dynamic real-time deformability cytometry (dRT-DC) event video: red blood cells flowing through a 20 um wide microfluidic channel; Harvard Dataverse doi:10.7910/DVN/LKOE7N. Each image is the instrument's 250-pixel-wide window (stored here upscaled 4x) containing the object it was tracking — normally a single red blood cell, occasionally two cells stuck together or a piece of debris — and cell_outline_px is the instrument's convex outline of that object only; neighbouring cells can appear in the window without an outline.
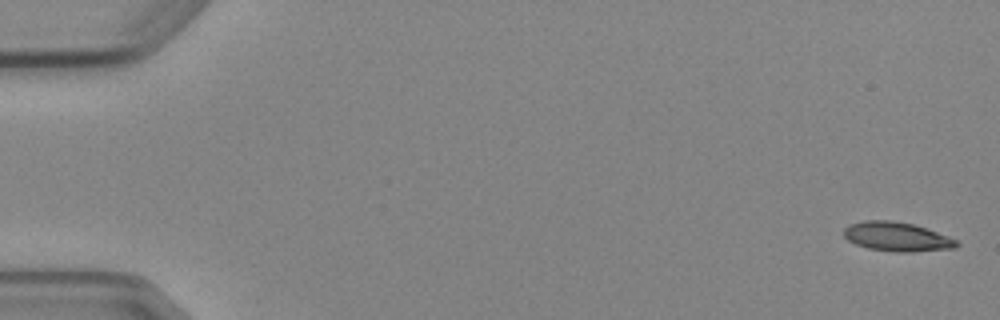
{"species": "Egyptian fruit bat (a non-hibernating species)", "species_latin": "Rousettus aegyptiacus", "temperature_condition": "cold", "stored_images_in_passage": 6, "camera_frame_rate_fps": 3000, "um_per_image_px": 0.085, "animal": {"sex": "female"}, "frame": {"image": 1, "passage_image": 1, "time_ms": 0.0, "image_size_px": [1000, 320], "cell_outline_px": [[960, 244], [956, 248], [912, 252], [896, 252], [868, 248], [856, 244], [848, 240], [844, 236], [844, 228], [848, 224], [864, 220], [892, 220], [912, 224], [948, 236], [956, 240]], "centroid_in_image_um": [76.22, 20.12], "position_along_channel_um": 8.8, "area_um2": 19.13}}
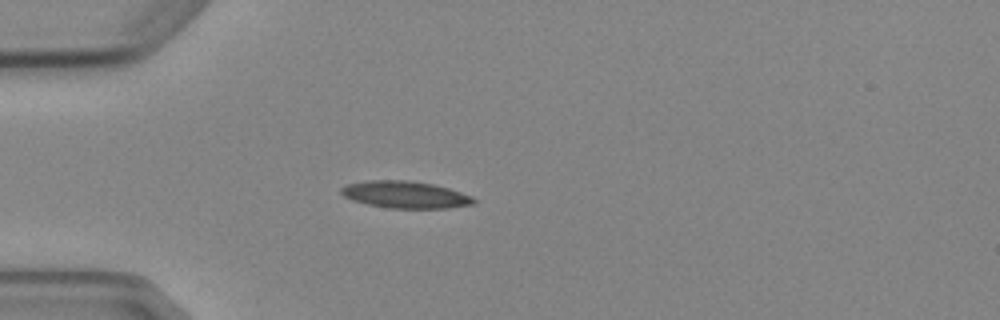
{"frame": {"image": 2, "passage_image": 5, "time_ms": 4.667, "image_size_px": [1000, 320], "cell_outline_px": [[476, 204], [448, 208], [388, 208], [368, 204], [352, 200], [344, 196], [340, 192], [340, 188], [348, 184], [368, 180], [408, 180], [432, 184], [448, 188], [472, 196], [476, 200]], "centroid_in_image_um": [34.46, 16.55], "position_along_channel_um": 50.5, "area_um2": 20.87}}